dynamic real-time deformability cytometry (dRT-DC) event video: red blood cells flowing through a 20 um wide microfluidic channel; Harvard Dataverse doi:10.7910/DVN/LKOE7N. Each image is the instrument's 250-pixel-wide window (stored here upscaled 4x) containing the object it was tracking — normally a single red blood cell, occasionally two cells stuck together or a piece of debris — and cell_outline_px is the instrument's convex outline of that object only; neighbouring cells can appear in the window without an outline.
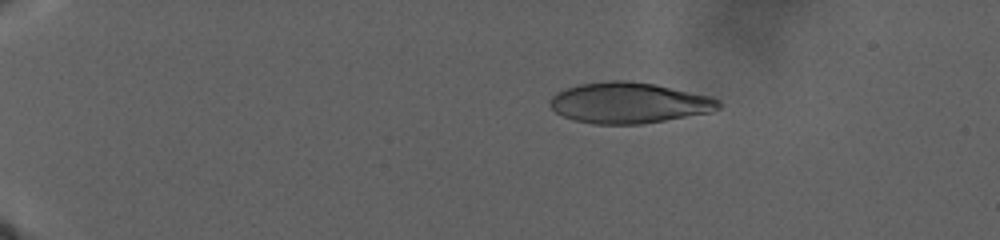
{"species": "human", "species_latin": "Homo sapiens", "temperature_condition": "warm", "stored_images_in_passage": 54, "camera_frame_rate_fps": 3000, "um_per_image_px": 0.085, "donor": {"sex": "male"}, "frame": {"image": 1, "passage_image": 12, "time_ms": 9.0, "image_size_px": [1000, 240], "cell_outline_px": [[720, 108], [712, 112], [644, 124], [596, 124], [572, 120], [556, 112], [548, 104], [548, 100], [556, 92], [580, 84], [608, 80], [628, 80], [656, 84], [712, 96], [720, 100]], "centroid_in_image_um": [53.48, 8.74], "position_along_channel_um": 31.5, "area_um2": 40.52}}
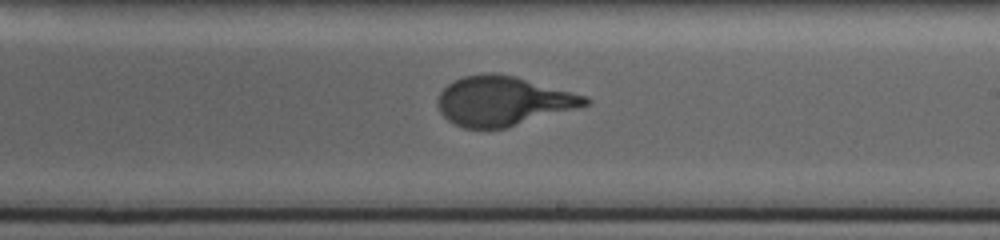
{"frame": {"image": 2, "passage_image": 36, "time_ms": 27.667, "image_size_px": [1000, 240], "cell_outline_px": [[592, 100], [588, 104], [504, 128], [464, 128], [448, 120], [440, 112], [436, 104], [436, 100], [440, 92], [452, 80], [464, 76], [492, 72], [496, 72], [516, 76], [588, 96]], "centroid_in_image_um": [42.72, 8.56], "position_along_channel_um": 246.3, "area_um2": 42.19}}
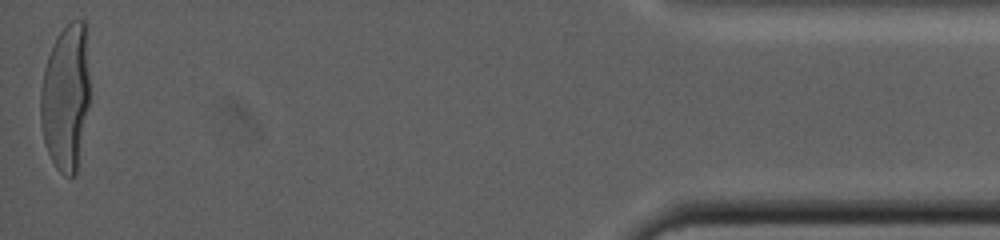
{"frame": {"image": 3, "passage_image": 54, "time_ms": 42.0, "image_size_px": [1000, 240], "cell_outline_px": [[88, 104], [76, 172], [72, 176], [64, 176], [56, 168], [48, 152], [44, 140], [40, 124], [40, 92], [44, 68], [48, 56], [60, 32], [72, 20], [84, 20], [88, 24]], "centroid_in_image_um": [5.59, 8.21], "position_along_channel_um": 429.6, "area_um2": 41.85}}